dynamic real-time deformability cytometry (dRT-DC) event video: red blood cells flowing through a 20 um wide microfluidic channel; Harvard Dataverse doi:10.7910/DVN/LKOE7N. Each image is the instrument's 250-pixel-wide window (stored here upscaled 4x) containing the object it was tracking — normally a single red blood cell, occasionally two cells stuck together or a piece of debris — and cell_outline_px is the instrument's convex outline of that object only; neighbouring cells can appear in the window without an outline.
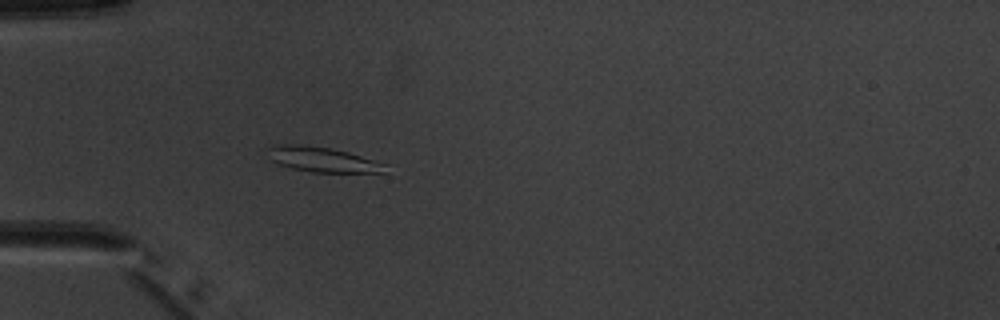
{"species": "common noctule bat (a hibernating species)", "species_latin": "Nyctalus noctula", "temperature_condition": "warm", "stored_images_in_passage": 4, "camera_frame_rate_fps": 3000, "um_per_image_px": 0.085, "animal": {"sex": "male", "body_mass_g": 20.1, "forearm_length_mm": 53.5}, "frame": {"image": 1, "passage_image": 4, "time_ms": 3.333, "image_size_px": [1000, 320], "cell_outline_px": [[388, 164], [384, 172], [312, 172], [292, 168], [280, 164], [272, 160], [264, 148], [276, 144], [300, 144], [332, 148], [348, 152]], "centroid_in_image_um": [27.37, 13.54], "position_along_channel_um": 57.6, "area_um2": 17.17}}